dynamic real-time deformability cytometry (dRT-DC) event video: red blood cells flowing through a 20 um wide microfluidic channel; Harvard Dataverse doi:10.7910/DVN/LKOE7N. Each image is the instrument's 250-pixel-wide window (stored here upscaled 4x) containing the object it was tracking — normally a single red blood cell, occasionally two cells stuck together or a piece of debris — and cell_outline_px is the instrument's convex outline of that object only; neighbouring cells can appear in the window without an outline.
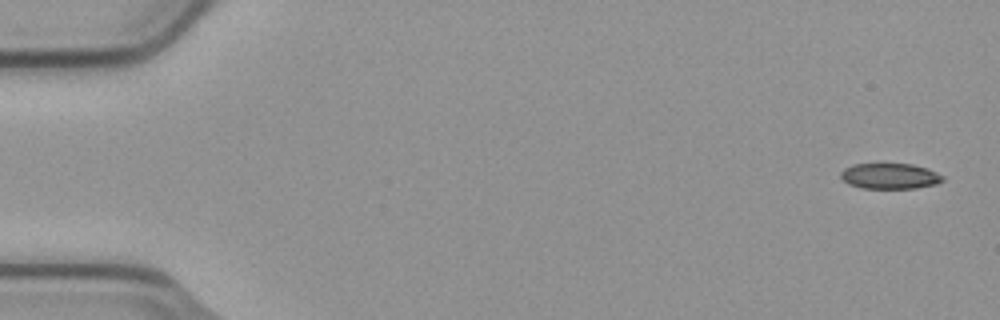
{"species": "common noctule bat (a hibernating species)", "species_latin": "Nyctalus noctula", "temperature_condition": "cold", "stored_images_in_passage": 6, "segment_of_instrument_passage": [1, 2], "camera_frame_rate_fps": 3000, "um_per_image_px": 0.085, "animal": {"sex": "male", "body_mass_g": 23.1, "forearm_length_mm": 52.7}, "frame": {"image": 1, "passage_image": 1, "time_ms": 0.0, "image_size_px": [1000, 320], "cell_outline_px": [[944, 180], [936, 184], [916, 188], [860, 188], [848, 184], [840, 176], [840, 172], [844, 168], [852, 164], [912, 164], [928, 168], [944, 176]], "centroid_in_image_um": [75.64, 14.96], "position_along_channel_um": 9.4, "area_um2": 15.32}}
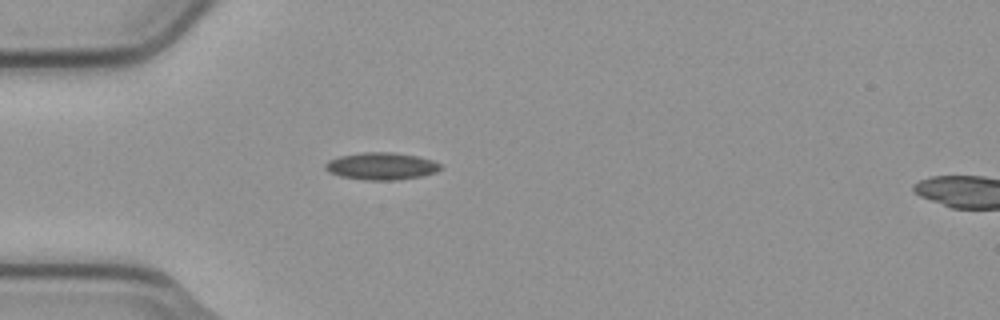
{"frame": {"image": 2, "passage_image": 5, "time_ms": 1.333, "image_size_px": [1000, 320], "cell_outline_px": [[440, 168], [436, 172], [420, 176], [396, 180], [364, 180], [340, 176], [328, 172], [324, 168], [324, 164], [328, 160], [340, 156], [364, 152], [392, 152], [416, 156], [432, 160], [440, 164]], "centroid_in_image_um": [32.36, 14.12], "position_along_channel_um": 52.6, "area_um2": 18.21}}